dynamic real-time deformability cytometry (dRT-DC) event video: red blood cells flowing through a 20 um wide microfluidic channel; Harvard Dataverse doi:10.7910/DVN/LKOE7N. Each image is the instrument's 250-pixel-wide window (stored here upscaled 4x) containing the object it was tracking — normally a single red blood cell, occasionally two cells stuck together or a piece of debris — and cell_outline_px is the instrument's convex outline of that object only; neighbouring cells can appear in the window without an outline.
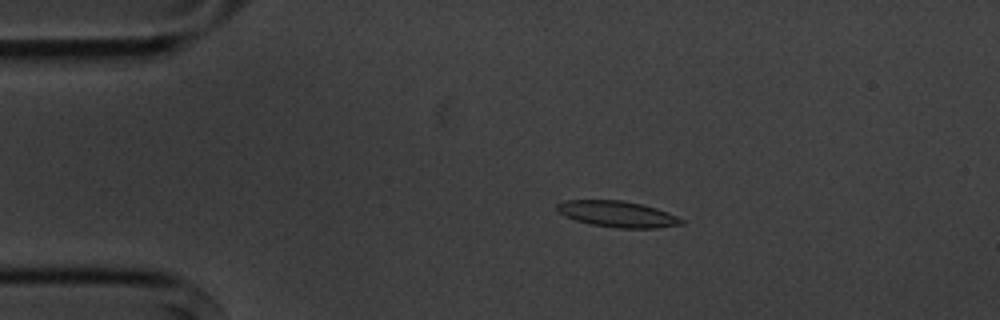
{"species": "common noctule bat (a hibernating species)", "species_latin": "Nyctalus noctula", "temperature_condition": "cold", "stored_images_in_passage": 6, "camera_frame_rate_fps": 3000, "um_per_image_px": 0.085, "animal": {"sex": "male", "body_mass_g": 20.1, "forearm_length_mm": 53.5}, "frame": {"image": 1, "passage_image": 4, "time_ms": 3.333, "image_size_px": [1000, 320], "cell_outline_px": [[684, 224], [656, 228], [620, 228], [588, 224], [564, 216], [556, 212], [556, 204], [564, 200], [624, 200], [656, 208], [668, 212], [684, 220]], "centroid_in_image_um": [52.44, 18.19], "position_along_channel_um": 32.6, "area_um2": 19.07}}
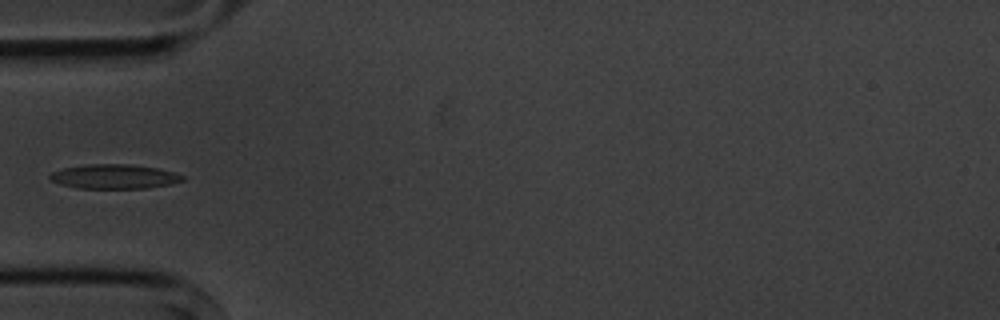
{"frame": {"image": 2, "passage_image": 6, "time_ms": 5.667, "image_size_px": [1000, 320], "cell_outline_px": [[184, 180], [172, 184], [148, 188], [76, 188], [60, 184], [48, 180], [48, 176], [52, 172], [64, 168], [88, 164], [132, 164], [156, 168], [176, 172], [184, 176]], "centroid_in_image_um": [9.71, 15.01], "position_along_channel_um": 75.3, "area_um2": 19.02}}